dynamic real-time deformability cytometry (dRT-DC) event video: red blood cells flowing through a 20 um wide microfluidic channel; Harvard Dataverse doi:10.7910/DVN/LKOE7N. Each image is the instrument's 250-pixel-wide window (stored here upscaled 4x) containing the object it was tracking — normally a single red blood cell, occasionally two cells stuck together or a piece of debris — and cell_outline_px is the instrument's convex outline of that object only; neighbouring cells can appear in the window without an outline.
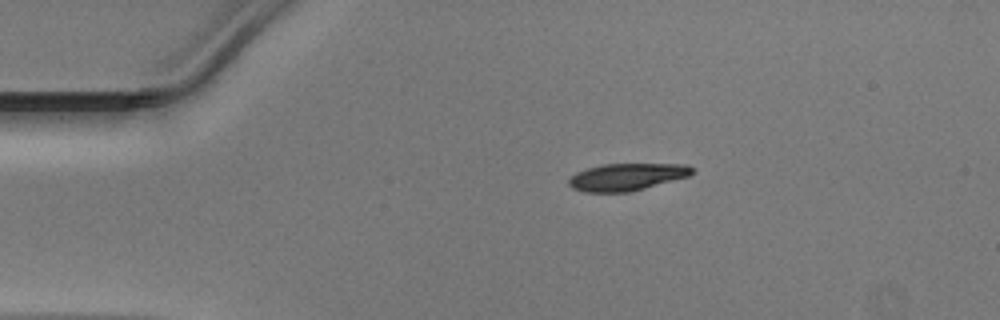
{"species": "Egyptian fruit bat (a non-hibernating species)", "species_latin": "Rousettus aegyptiacus", "temperature_condition": "warm", "stored_images_in_passage": 40, "camera_frame_rate_fps": 3000, "um_per_image_px": 0.085, "animal": {"sex": "male"}, "frame": {"image": 1, "passage_image": 1, "time_ms": 0.0, "image_size_px": [1000, 320], "cell_outline_px": [[696, 168], [688, 176], [644, 188], [628, 192], [584, 192], [572, 188], [568, 184], [568, 180], [576, 172], [588, 168], [604, 164], [688, 164]], "centroid_in_image_um": [53.27, 15.03], "position_along_channel_um": 31.7, "area_um2": 19.42}}
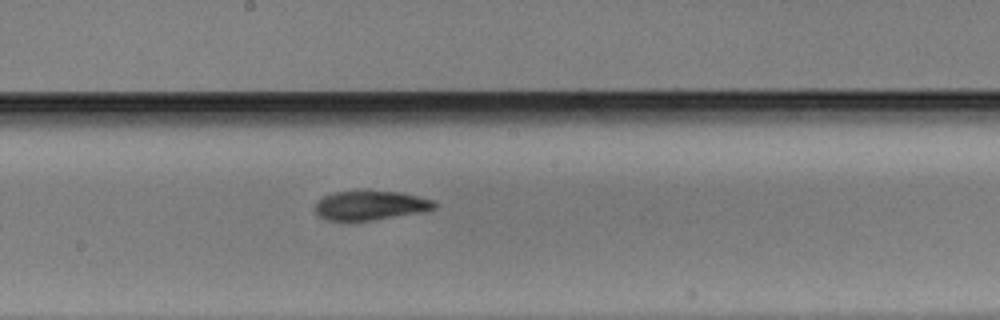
{"frame": {"image": 2, "passage_image": 18, "time_ms": 5.667, "image_size_px": [1000, 320], "cell_outline_px": [[436, 208], [424, 212], [376, 220], [328, 220], [320, 216], [316, 212], [316, 204], [324, 196], [336, 192], [364, 188], [404, 192], [432, 200], [436, 204]], "centroid_in_image_um": [31.54, 17.41], "position_along_channel_um": 216.7, "area_um2": 20.98}}
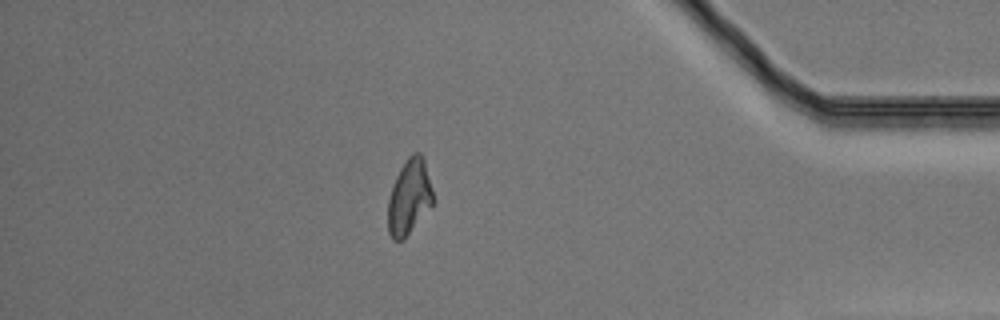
{"frame": {"image": 3, "passage_image": 34, "time_ms": 11.0, "image_size_px": [1000, 320], "cell_outline_px": [[432, 204], [404, 240], [392, 240], [388, 232], [388, 200], [396, 176], [400, 168], [408, 156], [412, 152], [420, 152], [424, 160], [432, 188]], "centroid_in_image_um": [34.76, 16.75], "position_along_channel_um": 400.4, "area_um2": 19.54}}